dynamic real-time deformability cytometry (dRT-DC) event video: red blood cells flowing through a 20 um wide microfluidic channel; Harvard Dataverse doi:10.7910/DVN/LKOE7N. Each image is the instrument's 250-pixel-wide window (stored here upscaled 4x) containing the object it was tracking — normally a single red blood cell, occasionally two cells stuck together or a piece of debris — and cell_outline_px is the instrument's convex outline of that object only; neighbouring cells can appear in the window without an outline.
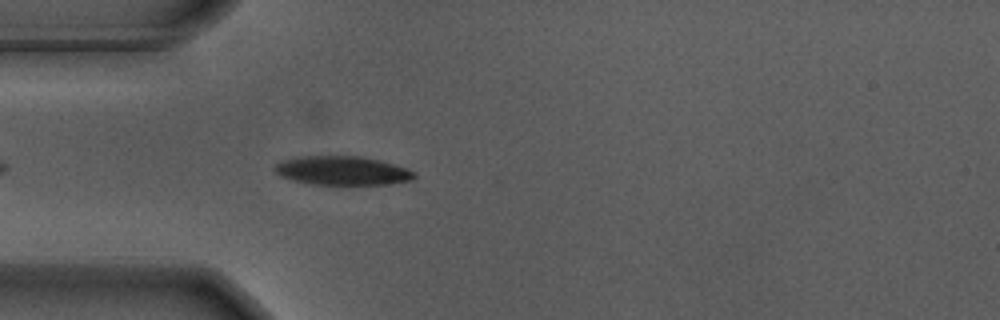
{"species": "Egyptian fruit bat (a non-hibernating species)", "species_latin": "Rousettus aegyptiacus", "temperature_condition": "warm", "stored_images_in_passage": 25, "camera_frame_rate_fps": 3000, "um_per_image_px": 0.085, "animal": {"sex": "male"}, "frame": {"image": 1, "passage_image": 4, "time_ms": 1.0, "image_size_px": [1000, 320], "cell_outline_px": [[416, 176], [412, 180], [388, 184], [312, 184], [292, 180], [280, 176], [272, 168], [276, 164], [284, 160], [300, 156], [360, 156], [380, 160], [408, 168], [416, 172]], "centroid_in_image_um": [29.11, 14.5], "position_along_channel_um": 55.9, "area_um2": 23.52}}
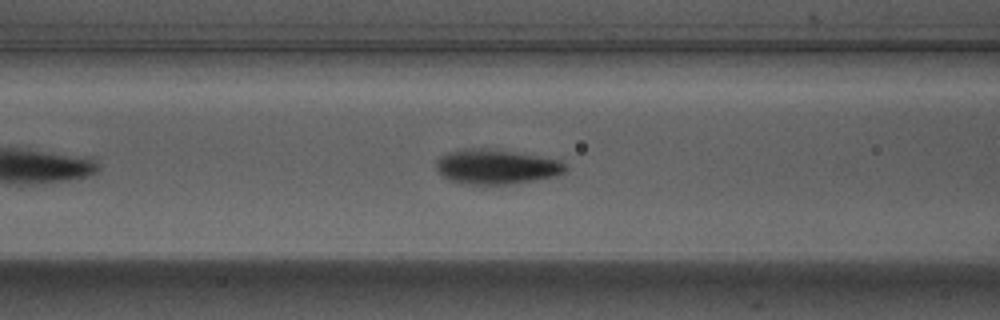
{"frame": {"image": 2, "passage_image": 10, "time_ms": 3.0, "image_size_px": [1000, 320], "cell_outline_px": [[568, 168], [564, 172], [556, 176], [508, 184], [464, 184], [448, 180], [436, 168], [436, 160], [440, 156], [448, 152], [464, 148], [488, 148], [560, 160]], "centroid_in_image_um": [42.14, 14.17], "position_along_channel_um": 124.5, "area_um2": 25.95}}
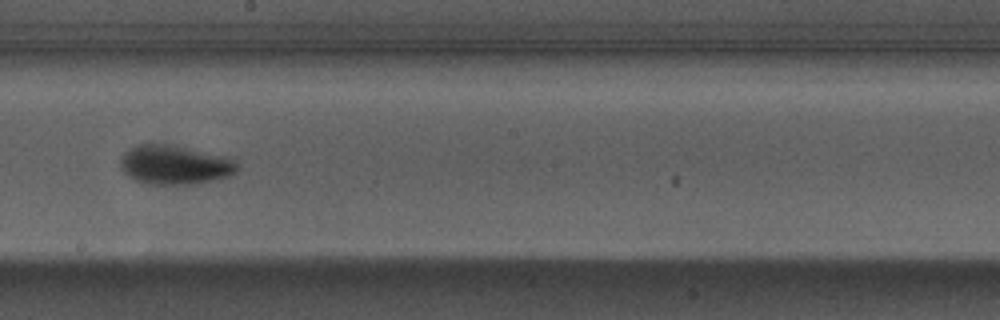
{"frame": {"image": 3, "passage_image": 19, "time_ms": 6.0, "image_size_px": [1000, 320], "cell_outline_px": [[240, 168], [236, 172], [228, 176], [212, 180], [192, 184], [148, 184], [136, 180], [128, 176], [120, 168], [120, 160], [124, 152], [128, 148], [136, 144], [172, 144], [224, 156], [232, 160]], "centroid_in_image_um": [14.8, 14.0], "position_along_channel_um": 233.4, "area_um2": 26.65}}